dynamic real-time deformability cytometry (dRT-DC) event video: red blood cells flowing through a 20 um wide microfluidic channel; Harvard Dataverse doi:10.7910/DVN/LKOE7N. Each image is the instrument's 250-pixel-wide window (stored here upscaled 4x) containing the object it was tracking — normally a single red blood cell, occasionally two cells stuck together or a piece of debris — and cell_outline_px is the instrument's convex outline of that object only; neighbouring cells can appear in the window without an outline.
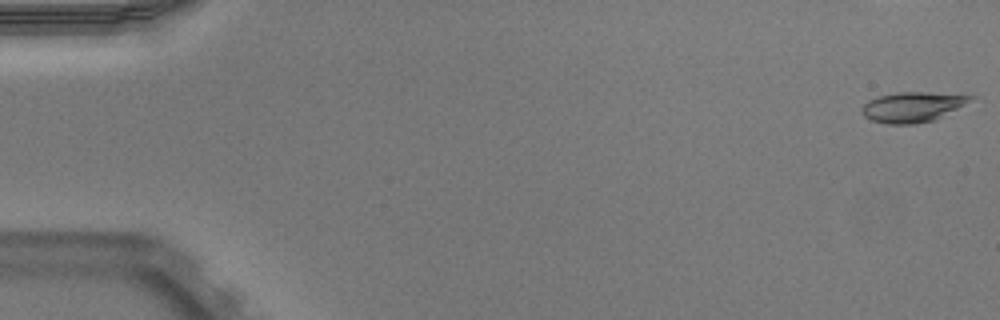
{"species": "Egyptian fruit bat (a non-hibernating species)", "species_latin": "Rousettus aegyptiacus", "temperature_condition": "warm", "stored_images_in_passage": 43, "camera_frame_rate_fps": 3000, "um_per_image_px": 0.085, "animal": {"sex": "male"}, "frame": {"image": 1, "passage_image": 1, "time_ms": 0.0, "image_size_px": [1000, 320], "cell_outline_px": [[976, 96], [936, 120], [916, 124], [888, 124], [872, 120], [864, 116], [860, 112], [860, 108], [868, 100], [880, 96], [900, 92], [928, 92]], "centroid_in_image_um": [77.5, 9.1], "position_along_channel_um": 7.5, "area_um2": 18.84}}